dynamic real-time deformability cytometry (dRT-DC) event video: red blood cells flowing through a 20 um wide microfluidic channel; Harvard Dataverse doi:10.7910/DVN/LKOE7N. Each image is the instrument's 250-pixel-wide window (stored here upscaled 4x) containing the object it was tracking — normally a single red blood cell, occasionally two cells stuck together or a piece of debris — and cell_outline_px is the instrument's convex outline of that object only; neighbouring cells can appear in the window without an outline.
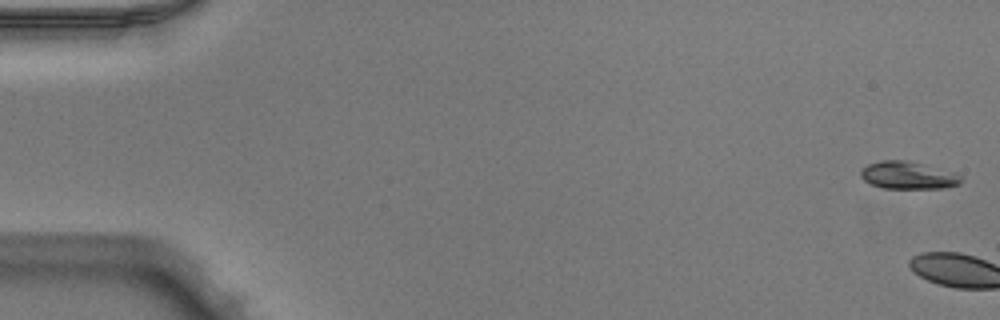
{"species": "Egyptian fruit bat (a non-hibernating species)", "species_latin": "Rousettus aegyptiacus", "temperature_condition": "warm", "stored_images_in_passage": 4, "camera_frame_rate_fps": 3000, "um_per_image_px": 0.085, "animal": {"sex": "male"}, "frame": {"image": 1, "passage_image": 1, "time_ms": 0.0, "image_size_px": [1000, 320], "cell_outline_px": [[964, 180], [960, 184], [944, 188], [884, 188], [872, 184], [864, 180], [860, 176], [860, 172], [868, 164], [880, 160], [908, 160], [956, 172]], "centroid_in_image_um": [77.23, 14.89], "position_along_channel_um": 7.8, "area_um2": 16.18}}